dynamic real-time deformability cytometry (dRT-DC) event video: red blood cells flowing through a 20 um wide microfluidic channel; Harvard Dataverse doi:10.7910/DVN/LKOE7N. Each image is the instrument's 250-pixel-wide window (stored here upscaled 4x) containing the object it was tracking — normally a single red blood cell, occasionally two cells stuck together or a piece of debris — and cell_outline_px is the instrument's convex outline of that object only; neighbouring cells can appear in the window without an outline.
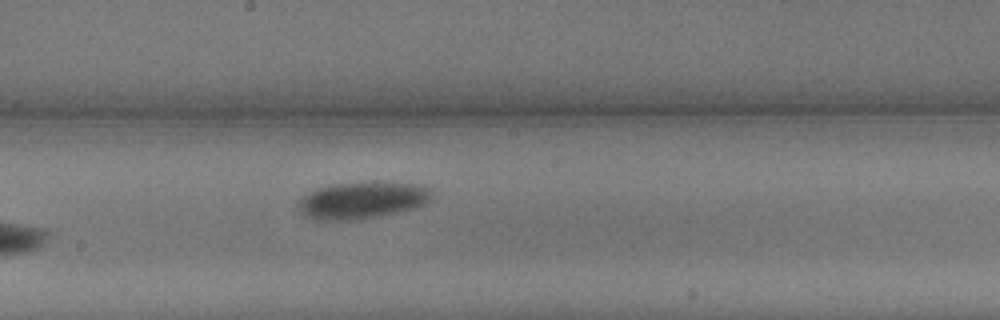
{"species": "common noctule bat (a hibernating species)", "species_latin": "Nyctalus noctula", "temperature_condition": "warm", "stored_images_in_passage": 16, "camera_frame_rate_fps": 3000, "um_per_image_px": 0.085, "animal": {"sex": "male", "body_mass_g": 13.3}, "frame": {"image": 1, "passage_image": 16, "time_ms": 5.0, "image_size_px": [1000, 320], "cell_outline_px": [[432, 200], [416, 208], [360, 220], [316, 220], [304, 216], [300, 212], [296, 204], [308, 192], [332, 184], [372, 180], [376, 180], [424, 184], [432, 188]], "centroid_in_image_um": [30.85, 16.99], "position_along_channel_um": 217.3, "area_um2": 29.77}}